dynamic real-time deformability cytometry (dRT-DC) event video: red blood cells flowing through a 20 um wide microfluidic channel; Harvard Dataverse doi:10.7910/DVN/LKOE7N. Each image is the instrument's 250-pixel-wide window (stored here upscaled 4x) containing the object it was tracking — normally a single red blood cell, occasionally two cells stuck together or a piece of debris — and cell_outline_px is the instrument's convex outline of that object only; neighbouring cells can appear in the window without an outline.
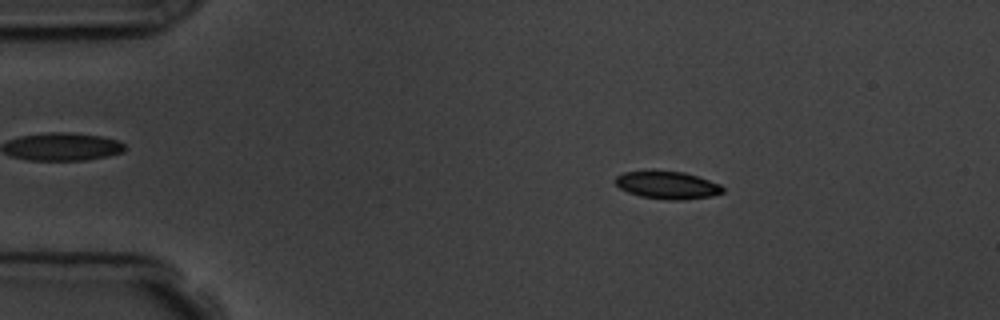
{"species": "common noctule bat (a hibernating species)", "species_latin": "Nyctalus noctula", "temperature_condition": "room temperature", "stored_images_in_passage": 57, "camera_frame_rate_fps": 3000, "um_per_image_px": 0.085, "animal": {"sex": "male", "body_mass_g": 19.5, "forearm_length_mm": 54.6}, "frame": {"image": 1, "passage_image": 10, "time_ms": 3.0, "image_size_px": [1000, 320], "cell_outline_px": [[724, 192], [712, 196], [684, 200], [668, 200], [640, 196], [628, 192], [620, 188], [616, 184], [616, 176], [624, 172], [652, 168], [684, 172], [720, 184], [724, 188]], "centroid_in_image_um": [56.7, 15.7], "position_along_channel_um": 28.3, "area_um2": 17.8}}
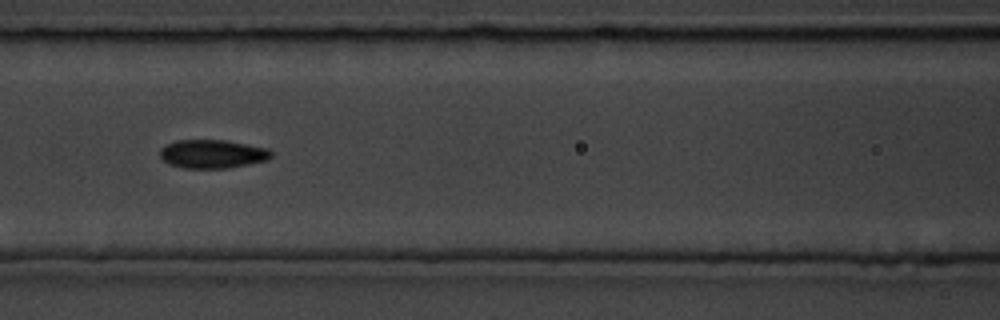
{"frame": {"image": 2, "passage_image": 25, "time_ms": 8.0, "image_size_px": [1000, 320], "cell_outline_px": [[272, 156], [268, 160], [228, 168], [184, 168], [168, 164], [160, 156], [160, 148], [176, 140], [224, 140], [268, 148], [272, 152]], "centroid_in_image_um": [18.06, 13.09], "position_along_channel_um": 148.5, "area_um2": 18.5}}
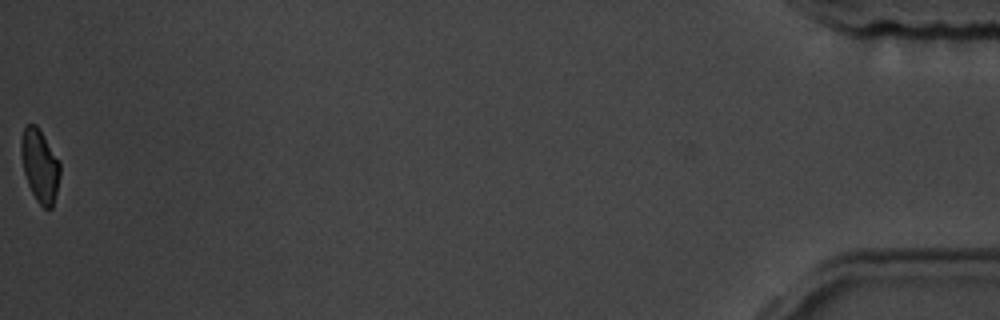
{"frame": {"image": 3, "passage_image": 57, "time_ms": 18.667, "image_size_px": [1000, 320], "cell_outline_px": [[60, 176], [52, 208], [44, 208], [36, 200], [28, 184], [24, 172], [20, 152], [20, 140], [24, 128], [28, 124], [36, 124], [60, 160]], "centroid_in_image_um": [3.39, 14.06], "position_along_channel_um": 431.8, "area_um2": 16.53}, "authors_computed_cell_mechanics": {"area_um2": 17.8602, "velocity_mm_per_s": 3.6039, "shape_relaxation_time_tau1_ms": 4.157, "shape_relaxation_time_tau2_ms": 2.3886, "deformation_change_tau1": 0.1014, "deformation_change_tau2": 0.0553}}